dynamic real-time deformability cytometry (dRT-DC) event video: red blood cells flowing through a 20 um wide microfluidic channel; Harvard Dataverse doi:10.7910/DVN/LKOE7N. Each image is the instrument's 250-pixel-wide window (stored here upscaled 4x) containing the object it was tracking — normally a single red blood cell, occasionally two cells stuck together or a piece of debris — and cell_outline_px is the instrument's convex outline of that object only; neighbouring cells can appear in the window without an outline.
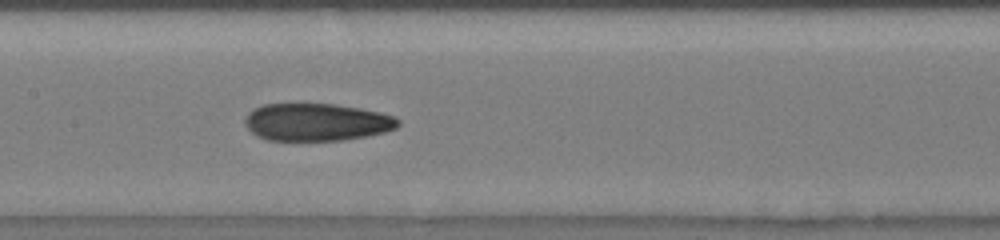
{"species": "human", "species_latin": "Homo sapiens", "temperature_condition": "room temperature", "stored_images_in_passage": 25, "camera_frame_rate_fps": 3000, "um_per_image_px": 0.085, "donor": {"sex": "male"}, "frame": {"image": 1, "passage_image": 6, "time_ms": 3.667, "image_size_px": [1000, 240], "cell_outline_px": [[400, 124], [396, 128], [384, 132], [368, 136], [344, 140], [268, 140], [256, 136], [244, 124], [244, 120], [248, 112], [252, 108], [264, 104], [332, 104], [360, 108], [380, 112], [396, 116], [400, 120]], "centroid_in_image_um": [26.92, 10.38], "position_along_channel_um": 180.5, "area_um2": 33.7}}
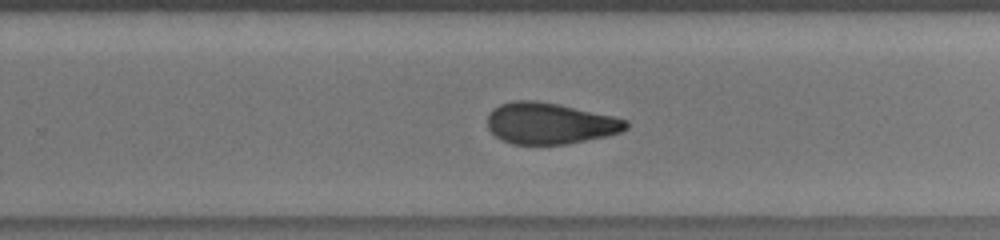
{"frame": {"image": 2, "passage_image": 13, "time_ms": 6.333, "image_size_px": [1000, 240], "cell_outline_px": [[628, 128], [620, 132], [604, 136], [568, 144], [512, 144], [500, 140], [488, 128], [488, 116], [500, 104], [512, 100], [536, 100], [556, 104], [612, 116], [628, 120]], "centroid_in_image_um": [46.72, 10.49], "position_along_channel_um": 283.1, "area_um2": 33.0}}
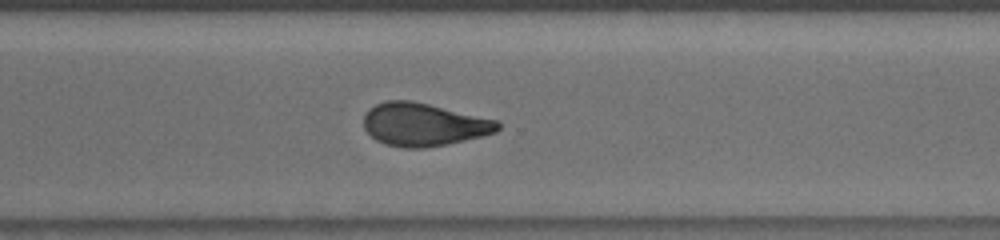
{"frame": {"image": 3, "passage_image": 15, "time_ms": 7.667, "image_size_px": [1000, 240], "cell_outline_px": [[500, 128], [496, 132], [448, 144], [424, 148], [404, 148], [384, 144], [376, 140], [364, 128], [364, 116], [368, 108], [376, 104], [388, 100], [412, 100], [496, 120], [500, 124]], "centroid_in_image_um": [35.97, 10.58], "position_along_channel_um": 334.6, "area_um2": 33.41}, "authors_computed_cell_mechanics": {"area_um2": 33.524, "velocity_mm_per_s": 3.8643, "shape_relaxation_time_tau1_ms": null, "shape_relaxation_time_tau2_ms": 2.5801, "deformation_change_tau1": null, "deformation_change_tau2": 0.0983}}